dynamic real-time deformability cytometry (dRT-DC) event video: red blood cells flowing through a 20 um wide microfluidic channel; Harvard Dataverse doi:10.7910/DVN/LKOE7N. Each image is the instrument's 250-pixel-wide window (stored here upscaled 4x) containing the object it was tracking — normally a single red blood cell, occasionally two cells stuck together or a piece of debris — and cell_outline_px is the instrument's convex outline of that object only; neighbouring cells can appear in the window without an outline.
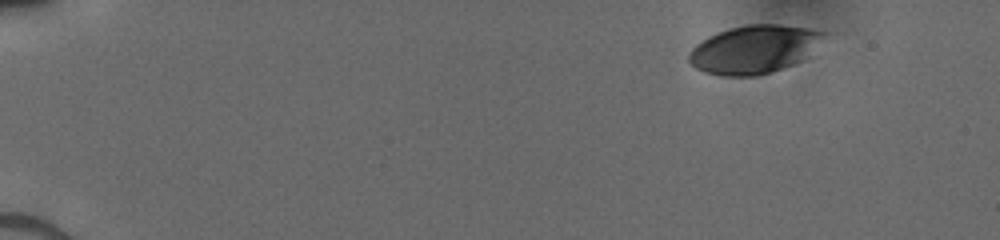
{"species": "human", "species_latin": "Homo sapiens", "temperature_condition": "cold", "stored_images_in_passage": 46, "camera_frame_rate_fps": 3000, "um_per_image_px": 0.085, "donor": {"sex": "male"}, "frame": {"image": 1, "passage_image": 1, "time_ms": 0.0, "image_size_px": [1000, 240], "cell_outline_px": [[836, 32], [804, 60], [756, 76], [724, 76], [704, 72], [696, 68], [688, 60], [688, 52], [696, 44], [708, 36], [728, 28], [748, 24], [776, 24], [808, 28]], "centroid_in_image_um": [64.21, 4.16], "position_along_channel_um": 20.8, "area_um2": 38.67}}
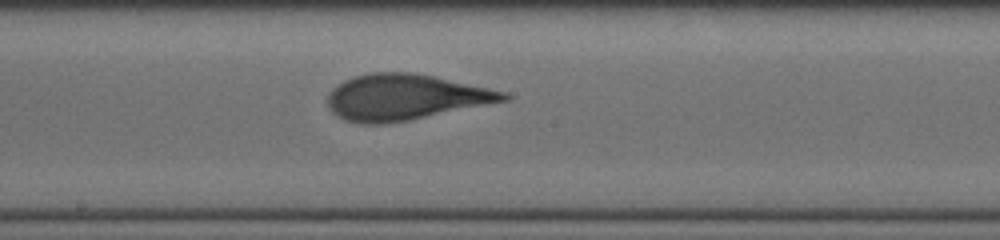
{"frame": {"image": 2, "passage_image": 25, "time_ms": 8.0, "image_size_px": [1000, 240], "cell_outline_px": [[512, 96], [508, 100], [408, 120], [384, 124], [364, 124], [344, 120], [332, 112], [328, 108], [328, 96], [332, 88], [344, 80], [356, 76], [372, 72], [412, 72], [432, 76], [488, 88], [504, 92]], "centroid_in_image_um": [34.38, 8.26], "position_along_channel_um": 213.8, "area_um2": 46.47}}
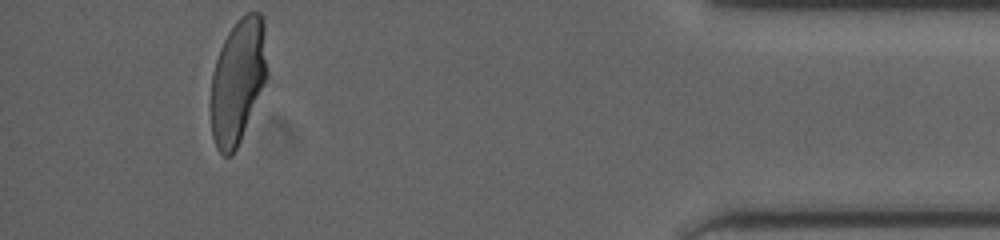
{"frame": {"image": 3, "passage_image": 43, "time_ms": 14.0, "image_size_px": [1000, 240], "cell_outline_px": [[268, 76], [240, 140], [232, 156], [224, 156], [216, 148], [212, 136], [208, 104], [212, 72], [220, 48], [228, 32], [236, 20], [240, 16], [248, 12], [260, 12], [264, 20], [268, 72]], "centroid_in_image_um": [20.19, 6.88], "position_along_channel_um": 415.0, "area_um2": 41.79}}